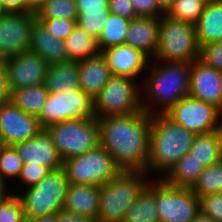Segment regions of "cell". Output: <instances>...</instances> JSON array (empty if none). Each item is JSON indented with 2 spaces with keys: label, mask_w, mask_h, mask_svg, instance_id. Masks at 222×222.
<instances>
[{
  "label": "cell",
  "mask_w": 222,
  "mask_h": 222,
  "mask_svg": "<svg viewBox=\"0 0 222 222\" xmlns=\"http://www.w3.org/2000/svg\"><path fill=\"white\" fill-rule=\"evenodd\" d=\"M152 115L133 114L98 118L100 144L120 171L145 172L149 157Z\"/></svg>",
  "instance_id": "6da1fadb"
},
{
  "label": "cell",
  "mask_w": 222,
  "mask_h": 222,
  "mask_svg": "<svg viewBox=\"0 0 222 222\" xmlns=\"http://www.w3.org/2000/svg\"><path fill=\"white\" fill-rule=\"evenodd\" d=\"M160 62L162 63L159 67L154 65L153 68H150L148 65L147 70L151 69L152 72L147 76L143 85L147 98L145 96L141 98V107L150 115L165 114L183 97L189 95L191 63ZM143 99L148 101L144 102ZM153 105H156L157 108L161 106V110L155 111Z\"/></svg>",
  "instance_id": "7a4b0ae2"
},
{
  "label": "cell",
  "mask_w": 222,
  "mask_h": 222,
  "mask_svg": "<svg viewBox=\"0 0 222 222\" xmlns=\"http://www.w3.org/2000/svg\"><path fill=\"white\" fill-rule=\"evenodd\" d=\"M195 134L175 124L165 114L152 115L149 157L145 172L165 175L189 152ZM153 170V171H152ZM159 172V173H158Z\"/></svg>",
  "instance_id": "3957f363"
},
{
  "label": "cell",
  "mask_w": 222,
  "mask_h": 222,
  "mask_svg": "<svg viewBox=\"0 0 222 222\" xmlns=\"http://www.w3.org/2000/svg\"><path fill=\"white\" fill-rule=\"evenodd\" d=\"M146 172L120 171L99 187V213L96 222H123L127 210L148 185Z\"/></svg>",
  "instance_id": "277c9868"
},
{
  "label": "cell",
  "mask_w": 222,
  "mask_h": 222,
  "mask_svg": "<svg viewBox=\"0 0 222 222\" xmlns=\"http://www.w3.org/2000/svg\"><path fill=\"white\" fill-rule=\"evenodd\" d=\"M195 25L164 13L160 17L159 43L154 60L192 63L199 59Z\"/></svg>",
  "instance_id": "5b68a950"
},
{
  "label": "cell",
  "mask_w": 222,
  "mask_h": 222,
  "mask_svg": "<svg viewBox=\"0 0 222 222\" xmlns=\"http://www.w3.org/2000/svg\"><path fill=\"white\" fill-rule=\"evenodd\" d=\"M69 182L65 169L50 170L37 184L19 194L27 222L64 210ZM23 195V196H22Z\"/></svg>",
  "instance_id": "8992f818"
},
{
  "label": "cell",
  "mask_w": 222,
  "mask_h": 222,
  "mask_svg": "<svg viewBox=\"0 0 222 222\" xmlns=\"http://www.w3.org/2000/svg\"><path fill=\"white\" fill-rule=\"evenodd\" d=\"M62 161L81 155L100 144L98 118L67 120L45 128Z\"/></svg>",
  "instance_id": "52a82bcc"
},
{
  "label": "cell",
  "mask_w": 222,
  "mask_h": 222,
  "mask_svg": "<svg viewBox=\"0 0 222 222\" xmlns=\"http://www.w3.org/2000/svg\"><path fill=\"white\" fill-rule=\"evenodd\" d=\"M63 168L69 184H93L99 187L120 172L110 153L101 144L63 161Z\"/></svg>",
  "instance_id": "ba28073f"
},
{
  "label": "cell",
  "mask_w": 222,
  "mask_h": 222,
  "mask_svg": "<svg viewBox=\"0 0 222 222\" xmlns=\"http://www.w3.org/2000/svg\"><path fill=\"white\" fill-rule=\"evenodd\" d=\"M135 81L129 77L112 75L94 99L95 117L104 118L142 111L141 95L144 94Z\"/></svg>",
  "instance_id": "9c48e42d"
},
{
  "label": "cell",
  "mask_w": 222,
  "mask_h": 222,
  "mask_svg": "<svg viewBox=\"0 0 222 222\" xmlns=\"http://www.w3.org/2000/svg\"><path fill=\"white\" fill-rule=\"evenodd\" d=\"M87 117H95L94 99L81 89H63L60 93L49 92L37 118L45 129L55 123Z\"/></svg>",
  "instance_id": "30bf717a"
},
{
  "label": "cell",
  "mask_w": 222,
  "mask_h": 222,
  "mask_svg": "<svg viewBox=\"0 0 222 222\" xmlns=\"http://www.w3.org/2000/svg\"><path fill=\"white\" fill-rule=\"evenodd\" d=\"M159 222H192L200 212L199 197L192 188L174 187L162 178L156 180Z\"/></svg>",
  "instance_id": "8fae6325"
},
{
  "label": "cell",
  "mask_w": 222,
  "mask_h": 222,
  "mask_svg": "<svg viewBox=\"0 0 222 222\" xmlns=\"http://www.w3.org/2000/svg\"><path fill=\"white\" fill-rule=\"evenodd\" d=\"M165 115L195 135L218 131L222 123V112L218 108L190 95L183 97Z\"/></svg>",
  "instance_id": "7c38bea8"
},
{
  "label": "cell",
  "mask_w": 222,
  "mask_h": 222,
  "mask_svg": "<svg viewBox=\"0 0 222 222\" xmlns=\"http://www.w3.org/2000/svg\"><path fill=\"white\" fill-rule=\"evenodd\" d=\"M36 13L2 12L0 15V60L28 51Z\"/></svg>",
  "instance_id": "4fadbf2b"
},
{
  "label": "cell",
  "mask_w": 222,
  "mask_h": 222,
  "mask_svg": "<svg viewBox=\"0 0 222 222\" xmlns=\"http://www.w3.org/2000/svg\"><path fill=\"white\" fill-rule=\"evenodd\" d=\"M43 128L36 116L22 111L11 100L0 106V143L14 146L36 136Z\"/></svg>",
  "instance_id": "5bb4252c"
},
{
  "label": "cell",
  "mask_w": 222,
  "mask_h": 222,
  "mask_svg": "<svg viewBox=\"0 0 222 222\" xmlns=\"http://www.w3.org/2000/svg\"><path fill=\"white\" fill-rule=\"evenodd\" d=\"M10 91L45 83L49 64L39 54L25 51L3 61Z\"/></svg>",
  "instance_id": "9a60e30c"
},
{
  "label": "cell",
  "mask_w": 222,
  "mask_h": 222,
  "mask_svg": "<svg viewBox=\"0 0 222 222\" xmlns=\"http://www.w3.org/2000/svg\"><path fill=\"white\" fill-rule=\"evenodd\" d=\"M189 95L214 105L222 112V71L199 59L191 63Z\"/></svg>",
  "instance_id": "2e32d148"
},
{
  "label": "cell",
  "mask_w": 222,
  "mask_h": 222,
  "mask_svg": "<svg viewBox=\"0 0 222 222\" xmlns=\"http://www.w3.org/2000/svg\"><path fill=\"white\" fill-rule=\"evenodd\" d=\"M14 147L27 166H45L50 170L63 167V161L46 129H42L33 138L18 143Z\"/></svg>",
  "instance_id": "e0dca14e"
},
{
  "label": "cell",
  "mask_w": 222,
  "mask_h": 222,
  "mask_svg": "<svg viewBox=\"0 0 222 222\" xmlns=\"http://www.w3.org/2000/svg\"><path fill=\"white\" fill-rule=\"evenodd\" d=\"M106 58L112 75L125 76L137 80L139 75L147 71L149 58L140 50L121 44L101 52Z\"/></svg>",
  "instance_id": "ac0fdd59"
},
{
  "label": "cell",
  "mask_w": 222,
  "mask_h": 222,
  "mask_svg": "<svg viewBox=\"0 0 222 222\" xmlns=\"http://www.w3.org/2000/svg\"><path fill=\"white\" fill-rule=\"evenodd\" d=\"M159 29L160 17L132 19L126 32L125 44L140 50L151 61L158 49Z\"/></svg>",
  "instance_id": "d6986e66"
},
{
  "label": "cell",
  "mask_w": 222,
  "mask_h": 222,
  "mask_svg": "<svg viewBox=\"0 0 222 222\" xmlns=\"http://www.w3.org/2000/svg\"><path fill=\"white\" fill-rule=\"evenodd\" d=\"M80 89L93 99L102 91L112 74L102 53L78 62Z\"/></svg>",
  "instance_id": "ffe728a7"
},
{
  "label": "cell",
  "mask_w": 222,
  "mask_h": 222,
  "mask_svg": "<svg viewBox=\"0 0 222 222\" xmlns=\"http://www.w3.org/2000/svg\"><path fill=\"white\" fill-rule=\"evenodd\" d=\"M29 51L39 54L49 65L69 61L64 42L50 35L38 19L32 26Z\"/></svg>",
  "instance_id": "44dd1931"
},
{
  "label": "cell",
  "mask_w": 222,
  "mask_h": 222,
  "mask_svg": "<svg viewBox=\"0 0 222 222\" xmlns=\"http://www.w3.org/2000/svg\"><path fill=\"white\" fill-rule=\"evenodd\" d=\"M64 209L71 213L98 220L99 186L93 184H69Z\"/></svg>",
  "instance_id": "7402d4cb"
},
{
  "label": "cell",
  "mask_w": 222,
  "mask_h": 222,
  "mask_svg": "<svg viewBox=\"0 0 222 222\" xmlns=\"http://www.w3.org/2000/svg\"><path fill=\"white\" fill-rule=\"evenodd\" d=\"M197 43L202 45L222 41V0H212L204 7L195 24Z\"/></svg>",
  "instance_id": "603a6c76"
},
{
  "label": "cell",
  "mask_w": 222,
  "mask_h": 222,
  "mask_svg": "<svg viewBox=\"0 0 222 222\" xmlns=\"http://www.w3.org/2000/svg\"><path fill=\"white\" fill-rule=\"evenodd\" d=\"M44 84L48 91L53 93H60L63 89L79 90L78 62L67 61L49 65Z\"/></svg>",
  "instance_id": "cb8c5ba5"
},
{
  "label": "cell",
  "mask_w": 222,
  "mask_h": 222,
  "mask_svg": "<svg viewBox=\"0 0 222 222\" xmlns=\"http://www.w3.org/2000/svg\"><path fill=\"white\" fill-rule=\"evenodd\" d=\"M204 168L202 163L197 161L193 154L188 152L161 178L167 184L174 187L192 188L198 181Z\"/></svg>",
  "instance_id": "d4e9b609"
},
{
  "label": "cell",
  "mask_w": 222,
  "mask_h": 222,
  "mask_svg": "<svg viewBox=\"0 0 222 222\" xmlns=\"http://www.w3.org/2000/svg\"><path fill=\"white\" fill-rule=\"evenodd\" d=\"M123 222H159L156 205V180L149 181L139 194L138 199L127 210Z\"/></svg>",
  "instance_id": "484cf974"
},
{
  "label": "cell",
  "mask_w": 222,
  "mask_h": 222,
  "mask_svg": "<svg viewBox=\"0 0 222 222\" xmlns=\"http://www.w3.org/2000/svg\"><path fill=\"white\" fill-rule=\"evenodd\" d=\"M189 152L204 167L222 160L221 130L196 135Z\"/></svg>",
  "instance_id": "4316f807"
},
{
  "label": "cell",
  "mask_w": 222,
  "mask_h": 222,
  "mask_svg": "<svg viewBox=\"0 0 222 222\" xmlns=\"http://www.w3.org/2000/svg\"><path fill=\"white\" fill-rule=\"evenodd\" d=\"M69 61H81L101 53L98 40L76 23L73 32L63 41Z\"/></svg>",
  "instance_id": "83f0119b"
},
{
  "label": "cell",
  "mask_w": 222,
  "mask_h": 222,
  "mask_svg": "<svg viewBox=\"0 0 222 222\" xmlns=\"http://www.w3.org/2000/svg\"><path fill=\"white\" fill-rule=\"evenodd\" d=\"M49 95L45 84L21 87L11 92V101L27 114L38 117Z\"/></svg>",
  "instance_id": "f1b7e54d"
},
{
  "label": "cell",
  "mask_w": 222,
  "mask_h": 222,
  "mask_svg": "<svg viewBox=\"0 0 222 222\" xmlns=\"http://www.w3.org/2000/svg\"><path fill=\"white\" fill-rule=\"evenodd\" d=\"M129 24L130 20L110 13L105 20L102 33L98 39L100 51L125 44Z\"/></svg>",
  "instance_id": "f546056e"
},
{
  "label": "cell",
  "mask_w": 222,
  "mask_h": 222,
  "mask_svg": "<svg viewBox=\"0 0 222 222\" xmlns=\"http://www.w3.org/2000/svg\"><path fill=\"white\" fill-rule=\"evenodd\" d=\"M192 190L199 198L222 193V160L205 167Z\"/></svg>",
  "instance_id": "4dcf8cb0"
},
{
  "label": "cell",
  "mask_w": 222,
  "mask_h": 222,
  "mask_svg": "<svg viewBox=\"0 0 222 222\" xmlns=\"http://www.w3.org/2000/svg\"><path fill=\"white\" fill-rule=\"evenodd\" d=\"M36 15L37 19L66 18L77 20L76 0H47Z\"/></svg>",
  "instance_id": "1f68e13d"
},
{
  "label": "cell",
  "mask_w": 222,
  "mask_h": 222,
  "mask_svg": "<svg viewBox=\"0 0 222 222\" xmlns=\"http://www.w3.org/2000/svg\"><path fill=\"white\" fill-rule=\"evenodd\" d=\"M205 4L197 0H175L166 13L172 18L196 24L204 10Z\"/></svg>",
  "instance_id": "d6a6232c"
},
{
  "label": "cell",
  "mask_w": 222,
  "mask_h": 222,
  "mask_svg": "<svg viewBox=\"0 0 222 222\" xmlns=\"http://www.w3.org/2000/svg\"><path fill=\"white\" fill-rule=\"evenodd\" d=\"M22 158L18 155L14 146H0V176L6 181L7 178L18 179L22 165Z\"/></svg>",
  "instance_id": "836d02e7"
},
{
  "label": "cell",
  "mask_w": 222,
  "mask_h": 222,
  "mask_svg": "<svg viewBox=\"0 0 222 222\" xmlns=\"http://www.w3.org/2000/svg\"><path fill=\"white\" fill-rule=\"evenodd\" d=\"M0 222H27L24 208L18 194L11 193L0 201Z\"/></svg>",
  "instance_id": "e575fe53"
},
{
  "label": "cell",
  "mask_w": 222,
  "mask_h": 222,
  "mask_svg": "<svg viewBox=\"0 0 222 222\" xmlns=\"http://www.w3.org/2000/svg\"><path fill=\"white\" fill-rule=\"evenodd\" d=\"M110 14V10L94 11V12H81L77 18L79 24L87 33L92 37L99 39L105 20Z\"/></svg>",
  "instance_id": "d590c367"
},
{
  "label": "cell",
  "mask_w": 222,
  "mask_h": 222,
  "mask_svg": "<svg viewBox=\"0 0 222 222\" xmlns=\"http://www.w3.org/2000/svg\"><path fill=\"white\" fill-rule=\"evenodd\" d=\"M54 38L64 41L74 29L77 20L66 18L38 19Z\"/></svg>",
  "instance_id": "8d00e7d4"
},
{
  "label": "cell",
  "mask_w": 222,
  "mask_h": 222,
  "mask_svg": "<svg viewBox=\"0 0 222 222\" xmlns=\"http://www.w3.org/2000/svg\"><path fill=\"white\" fill-rule=\"evenodd\" d=\"M199 60L222 71V41L202 45L199 49Z\"/></svg>",
  "instance_id": "74e56055"
},
{
  "label": "cell",
  "mask_w": 222,
  "mask_h": 222,
  "mask_svg": "<svg viewBox=\"0 0 222 222\" xmlns=\"http://www.w3.org/2000/svg\"><path fill=\"white\" fill-rule=\"evenodd\" d=\"M200 211L215 222H222V193L201 196Z\"/></svg>",
  "instance_id": "f35d334b"
},
{
  "label": "cell",
  "mask_w": 222,
  "mask_h": 222,
  "mask_svg": "<svg viewBox=\"0 0 222 222\" xmlns=\"http://www.w3.org/2000/svg\"><path fill=\"white\" fill-rule=\"evenodd\" d=\"M50 169L45 166H27L22 165L19 175V181L24 183L26 188L39 183L48 173Z\"/></svg>",
  "instance_id": "ab89813d"
},
{
  "label": "cell",
  "mask_w": 222,
  "mask_h": 222,
  "mask_svg": "<svg viewBox=\"0 0 222 222\" xmlns=\"http://www.w3.org/2000/svg\"><path fill=\"white\" fill-rule=\"evenodd\" d=\"M137 17H161L164 12L156 0H131Z\"/></svg>",
  "instance_id": "60d3db41"
},
{
  "label": "cell",
  "mask_w": 222,
  "mask_h": 222,
  "mask_svg": "<svg viewBox=\"0 0 222 222\" xmlns=\"http://www.w3.org/2000/svg\"><path fill=\"white\" fill-rule=\"evenodd\" d=\"M108 8L111 14L130 21L137 18L131 0H108Z\"/></svg>",
  "instance_id": "b9f144b4"
},
{
  "label": "cell",
  "mask_w": 222,
  "mask_h": 222,
  "mask_svg": "<svg viewBox=\"0 0 222 222\" xmlns=\"http://www.w3.org/2000/svg\"><path fill=\"white\" fill-rule=\"evenodd\" d=\"M78 15L81 12L109 10L108 0H76Z\"/></svg>",
  "instance_id": "7bdbcfd3"
},
{
  "label": "cell",
  "mask_w": 222,
  "mask_h": 222,
  "mask_svg": "<svg viewBox=\"0 0 222 222\" xmlns=\"http://www.w3.org/2000/svg\"><path fill=\"white\" fill-rule=\"evenodd\" d=\"M11 100V91L8 86L6 68L3 61H0V106Z\"/></svg>",
  "instance_id": "ee69618b"
},
{
  "label": "cell",
  "mask_w": 222,
  "mask_h": 222,
  "mask_svg": "<svg viewBox=\"0 0 222 222\" xmlns=\"http://www.w3.org/2000/svg\"><path fill=\"white\" fill-rule=\"evenodd\" d=\"M0 7L2 12H29L25 6V0H0Z\"/></svg>",
  "instance_id": "f6af8a7d"
},
{
  "label": "cell",
  "mask_w": 222,
  "mask_h": 222,
  "mask_svg": "<svg viewBox=\"0 0 222 222\" xmlns=\"http://www.w3.org/2000/svg\"><path fill=\"white\" fill-rule=\"evenodd\" d=\"M57 216L58 222H95L89 217L71 213L65 209L57 212Z\"/></svg>",
  "instance_id": "bcb514c9"
},
{
  "label": "cell",
  "mask_w": 222,
  "mask_h": 222,
  "mask_svg": "<svg viewBox=\"0 0 222 222\" xmlns=\"http://www.w3.org/2000/svg\"><path fill=\"white\" fill-rule=\"evenodd\" d=\"M47 0H25L26 9L31 13H38Z\"/></svg>",
  "instance_id": "7dc6e473"
},
{
  "label": "cell",
  "mask_w": 222,
  "mask_h": 222,
  "mask_svg": "<svg viewBox=\"0 0 222 222\" xmlns=\"http://www.w3.org/2000/svg\"><path fill=\"white\" fill-rule=\"evenodd\" d=\"M174 1L175 0H156L157 5L164 13L169 11V9L173 6Z\"/></svg>",
  "instance_id": "c3c4849f"
},
{
  "label": "cell",
  "mask_w": 222,
  "mask_h": 222,
  "mask_svg": "<svg viewBox=\"0 0 222 222\" xmlns=\"http://www.w3.org/2000/svg\"><path fill=\"white\" fill-rule=\"evenodd\" d=\"M30 222H58V216L57 213H54L50 215H45L43 217H39Z\"/></svg>",
  "instance_id": "681fc988"
},
{
  "label": "cell",
  "mask_w": 222,
  "mask_h": 222,
  "mask_svg": "<svg viewBox=\"0 0 222 222\" xmlns=\"http://www.w3.org/2000/svg\"><path fill=\"white\" fill-rule=\"evenodd\" d=\"M7 181H5L1 176H0V201L7 198L11 193L7 191L6 188V183Z\"/></svg>",
  "instance_id": "f907efd6"
},
{
  "label": "cell",
  "mask_w": 222,
  "mask_h": 222,
  "mask_svg": "<svg viewBox=\"0 0 222 222\" xmlns=\"http://www.w3.org/2000/svg\"><path fill=\"white\" fill-rule=\"evenodd\" d=\"M192 222H215L211 217L203 214L201 211L196 215Z\"/></svg>",
  "instance_id": "816d5d0a"
},
{
  "label": "cell",
  "mask_w": 222,
  "mask_h": 222,
  "mask_svg": "<svg viewBox=\"0 0 222 222\" xmlns=\"http://www.w3.org/2000/svg\"><path fill=\"white\" fill-rule=\"evenodd\" d=\"M197 1H201V2H203L206 5L207 3H209L212 0H197Z\"/></svg>",
  "instance_id": "f5cc1de1"
}]
</instances>
